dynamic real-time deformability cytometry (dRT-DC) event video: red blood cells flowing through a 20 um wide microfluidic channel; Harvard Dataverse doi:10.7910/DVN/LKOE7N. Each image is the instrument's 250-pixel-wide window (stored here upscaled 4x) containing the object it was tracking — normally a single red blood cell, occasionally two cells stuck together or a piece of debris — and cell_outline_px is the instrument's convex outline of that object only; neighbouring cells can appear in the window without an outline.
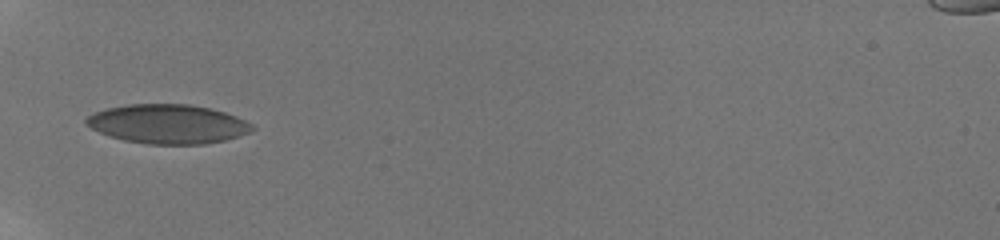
{"species": "human", "species_latin": "Homo sapiens", "temperature_condition": "room temperature", "stored_images_in_passage": 35, "camera_frame_rate_fps": 3000, "um_per_image_px": 0.085, "donor": {"sex": "male"}, "frame": {"image": 1, "passage_image": 1, "time_ms": 0.0, "image_size_px": [1000, 240], "cell_outline_px": [[256, 128], [248, 132], [224, 140], [204, 144], [148, 144], [124, 140], [108, 136], [84, 124], [84, 120], [88, 116], [96, 112], [108, 108], [128, 104], [188, 104], [212, 108], [236, 116], [252, 124]], "centroid_in_image_um": [14.25, 10.53], "position_along_channel_um": 70.8, "area_um2": 37.74}}
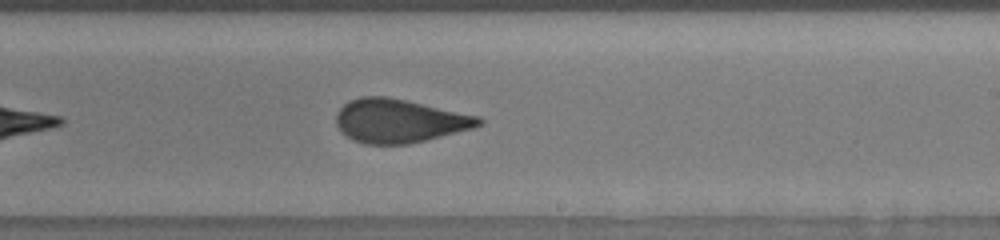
{"frame": {"image": 2, "passage_image": 16, "time_ms": 5.0, "image_size_px": [1000, 240], "cell_outline_px": [[484, 124], [472, 128], [408, 144], [364, 144], [348, 136], [336, 124], [336, 112], [348, 100], [360, 96], [388, 96], [480, 116], [484, 120]], "centroid_in_image_um": [33.94, 10.25], "position_along_channel_um": 255.1, "area_um2": 36.07}}
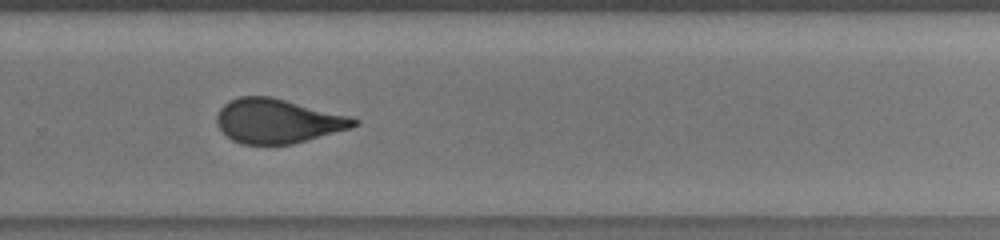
{"frame": {"image": 3, "passage_image": 20, "time_ms": 6.333, "image_size_px": [1000, 240], "cell_outline_px": [[360, 124], [352, 128], [292, 144], [244, 144], [232, 140], [216, 124], [216, 116], [220, 108], [228, 100], [240, 96], [272, 96], [352, 116], [360, 120]], "centroid_in_image_um": [23.64, 10.27], "position_along_channel_um": 306.2, "area_um2": 35.72}, "authors_computed_cell_mechanics": {"area_um2": 36.0672, "velocity_mm_per_s": 3.8504, "shape_relaxation_time_tau1_ms": 9.1604, "shape_relaxation_time_tau2_ms": 0.8116, "deformation_change_tau1": 0.2048, "deformation_change_tau2": 0.0873}}